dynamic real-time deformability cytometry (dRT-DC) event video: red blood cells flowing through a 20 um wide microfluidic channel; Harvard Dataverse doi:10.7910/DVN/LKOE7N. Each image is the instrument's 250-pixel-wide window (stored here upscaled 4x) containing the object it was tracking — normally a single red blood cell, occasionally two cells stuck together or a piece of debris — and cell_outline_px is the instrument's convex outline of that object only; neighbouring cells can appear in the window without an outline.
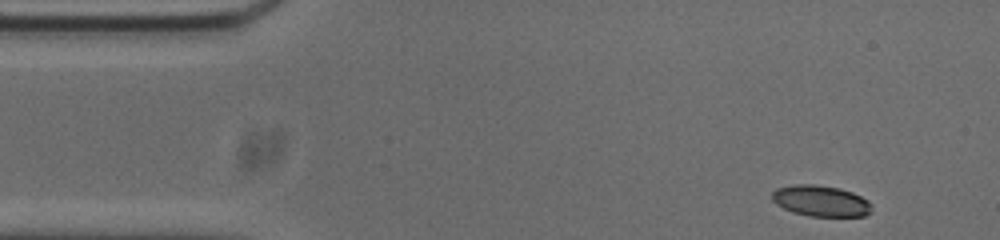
{"species": "common noctule bat (a hibernating species)", "species_latin": "Nyctalus noctula", "temperature_condition": "cold", "stored_images_in_passage": 50, "camera_frame_rate_fps": 3000, "um_per_image_px": 0.085, "animal": {"sex": "male", "body_mass_g": 20.0, "forearm_length_mm": 53.3}, "frame": {"image": 1, "passage_image": 1, "time_ms": 0.0, "image_size_px": [1000, 240], "cell_outline_px": [[872, 212], [864, 216], [808, 216], [792, 212], [776, 204], [772, 200], [772, 192], [776, 188], [796, 184], [816, 184], [840, 188], [852, 192], [868, 200], [872, 204]], "centroid_in_image_um": [69.78, 17.07], "position_along_channel_um": 15.2, "area_um2": 18.21}}
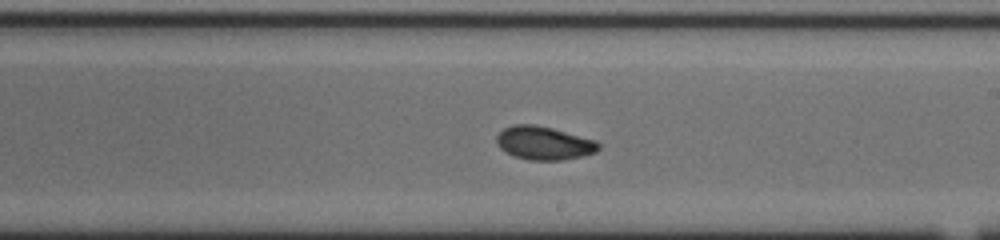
{"frame": {"image": 2, "passage_image": 26, "time_ms": 8.333, "image_size_px": [1000, 240], "cell_outline_px": [[600, 148], [596, 152], [584, 156], [560, 160], [528, 160], [512, 156], [500, 148], [496, 140], [496, 136], [504, 128], [512, 124], [536, 124], [552, 128], [596, 140], [600, 144]], "centroid_in_image_um": [46.23, 12.16], "position_along_channel_um": 242.8, "area_um2": 20.0}}
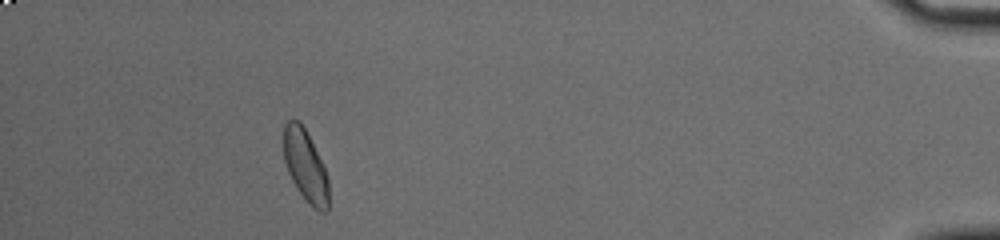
{"frame": {"image": 3, "passage_image": 45, "time_ms": 14.667, "image_size_px": [1000, 240], "cell_outline_px": [[328, 208], [324, 212], [320, 212], [312, 208], [304, 200], [296, 188], [288, 172], [284, 160], [284, 124], [292, 116], [300, 120], [324, 164], [328, 176]], "centroid_in_image_um": [25.96, 14.08], "position_along_channel_um": 409.2, "area_um2": 19.25}, "authors_computed_cell_mechanics": {"area_um2": 19.363, "velocity_mm_per_s": 3.733, "shape_relaxation_time_tau1_ms": 5.8007, "shape_relaxation_time_tau2_ms": 3.5761, "deformation_change_tau1": 0.1442, "deformation_change_tau2": 0.0692}}